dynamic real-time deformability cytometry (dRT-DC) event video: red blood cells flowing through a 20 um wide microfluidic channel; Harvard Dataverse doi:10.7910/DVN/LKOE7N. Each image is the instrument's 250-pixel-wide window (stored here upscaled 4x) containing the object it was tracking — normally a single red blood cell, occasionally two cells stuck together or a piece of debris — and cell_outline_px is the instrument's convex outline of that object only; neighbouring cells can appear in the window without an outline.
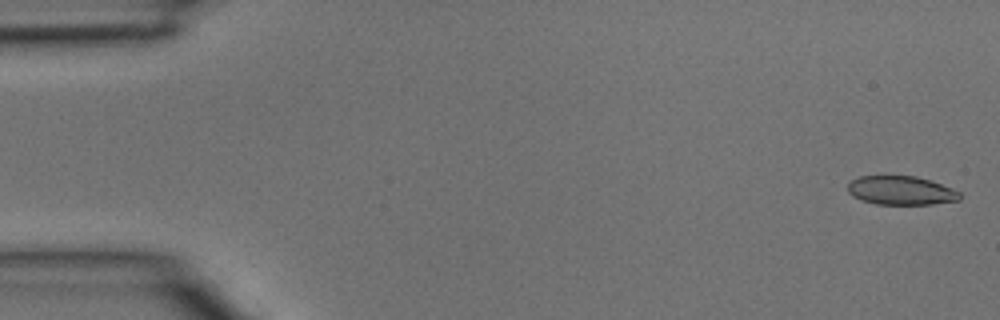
{"species": "common noctule bat (a hibernating species)", "species_latin": "Nyctalus noctula", "temperature_condition": "room temperature", "stored_images_in_passage": 11, "camera_frame_rate_fps": 3000, "um_per_image_px": 0.085, "animal": {"sex": "male", "body_mass_g": 15.6}, "frame": {"image": 1, "passage_image": 1, "time_ms": 0.0, "image_size_px": [1000, 320], "cell_outline_px": [[960, 200], [932, 204], [876, 204], [860, 200], [852, 196], [848, 192], [848, 184], [852, 180], [860, 176], [916, 176], [952, 188], [960, 192]], "centroid_in_image_um": [76.56, 16.2], "position_along_channel_um": 8.4, "area_um2": 18.73}}
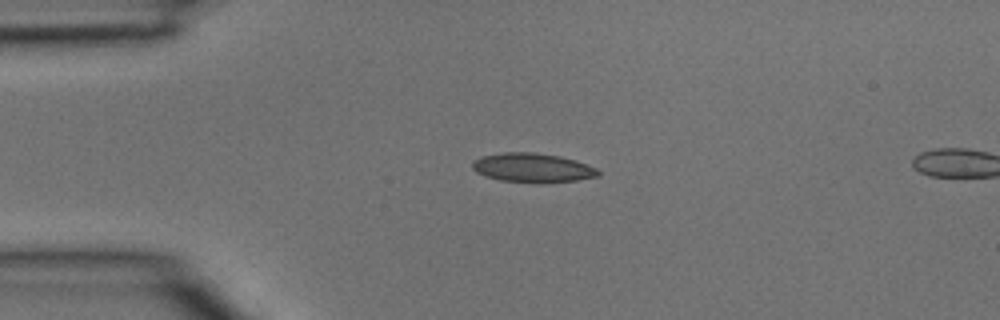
{"frame": {"image": 2, "passage_image": 9, "time_ms": 2.667, "image_size_px": [1000, 320], "cell_outline_px": [[600, 176], [576, 180], [500, 180], [484, 176], [476, 172], [472, 168], [472, 160], [480, 156], [504, 152], [536, 152], [560, 156], [576, 160], [596, 168], [600, 172]], "centroid_in_image_um": [45.22, 14.2], "position_along_channel_um": 39.8, "area_um2": 20.69}}